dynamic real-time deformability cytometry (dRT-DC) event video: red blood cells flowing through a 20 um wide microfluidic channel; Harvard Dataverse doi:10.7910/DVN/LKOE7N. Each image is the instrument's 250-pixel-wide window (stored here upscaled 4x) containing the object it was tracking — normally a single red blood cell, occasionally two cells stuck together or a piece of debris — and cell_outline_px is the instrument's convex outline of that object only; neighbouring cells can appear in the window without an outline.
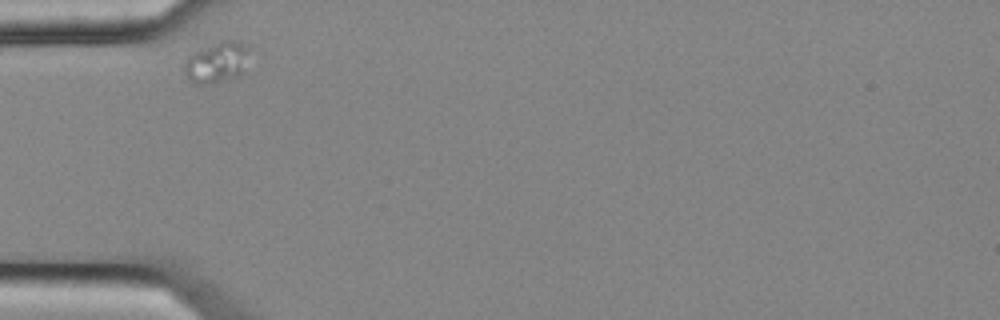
{"species": "common noctule bat (a hibernating species)", "species_latin": "Nyctalus noctula", "temperature_condition": "cold", "stored_images_in_passage": 31, "camera_frame_rate_fps": 3000, "um_per_image_px": 0.085, "animal": {"sex": "female", "body_mass_g": 25.1}, "frame": {"image": 1, "passage_image": 1, "time_ms": 0.0, "image_size_px": [1000, 320], "cell_outline_px": [[248, 48], [244, 76], [208, 84], [196, 84], [184, 72], [184, 64], [188, 56], [220, 40], [232, 40]], "centroid_in_image_um": [18.45, 5.33], "position_along_channel_um": 66.6, "area_um2": 15.26}}
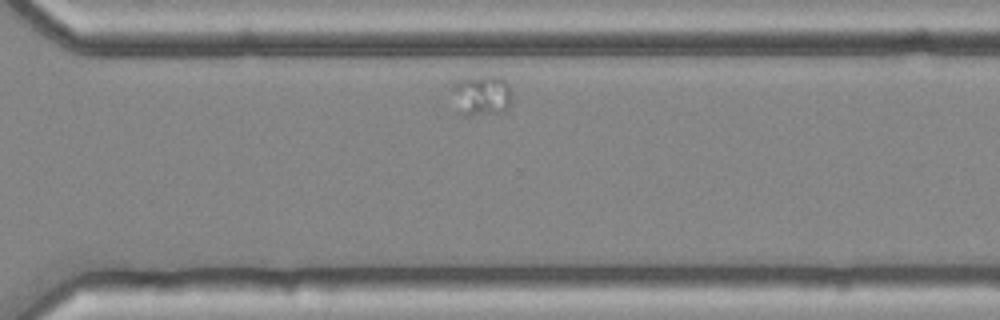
{"frame": {"image": 2, "passage_image": 27, "time_ms": 8.667, "image_size_px": [1000, 320], "cell_outline_px": [[512, 100], [508, 108], [504, 112], [468, 116], [456, 116], [452, 88], [452, 84], [456, 80], [464, 76], [500, 76], [508, 84], [512, 92]], "centroid_in_image_um": [40.88, 8.12], "position_along_channel_um": 329.7, "area_um2": 15.03}}
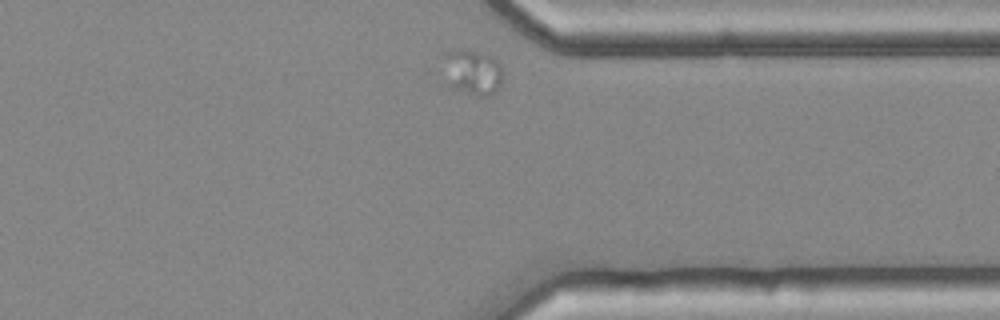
{"frame": {"image": 3, "passage_image": 31, "time_ms": 10.0, "image_size_px": [1000, 320], "cell_outline_px": [[500, 84], [488, 96], [480, 96], [456, 88], [448, 84], [444, 52], [448, 48], [464, 48], [496, 56], [500, 64]], "centroid_in_image_um": [40.15, 6.03], "position_along_channel_um": 371.2, "area_um2": 15.49}}